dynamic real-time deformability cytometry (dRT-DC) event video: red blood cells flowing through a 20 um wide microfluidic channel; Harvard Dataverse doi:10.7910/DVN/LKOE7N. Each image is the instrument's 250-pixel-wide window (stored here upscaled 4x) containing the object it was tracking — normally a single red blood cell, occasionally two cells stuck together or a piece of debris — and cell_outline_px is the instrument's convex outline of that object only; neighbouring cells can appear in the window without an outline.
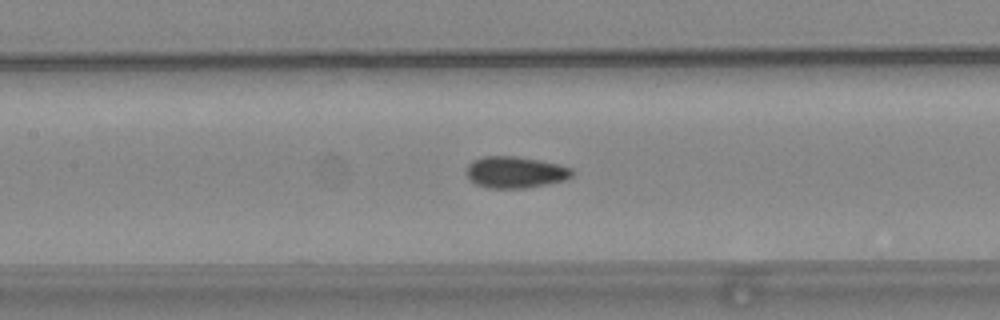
{"species": "common noctule bat (a hibernating species)", "species_latin": "Nyctalus noctula", "temperature_condition": "warm", "stored_images_in_passage": 25, "camera_frame_rate_fps": 3000, "um_per_image_px": 0.085, "animal": {"sex": "female", "body_mass_g": 24.6, "forearm_length_mm": 56.2}, "frame": {"image": 1, "passage_image": 13, "time_ms": 4.0, "image_size_px": [1000, 320], "cell_outline_px": [[572, 176], [564, 180], [524, 188], [488, 188], [476, 184], [468, 180], [468, 164], [472, 160], [484, 156], [516, 156], [540, 160], [572, 168]], "centroid_in_image_um": [43.76, 14.63], "position_along_channel_um": 163.6, "area_um2": 19.25}}
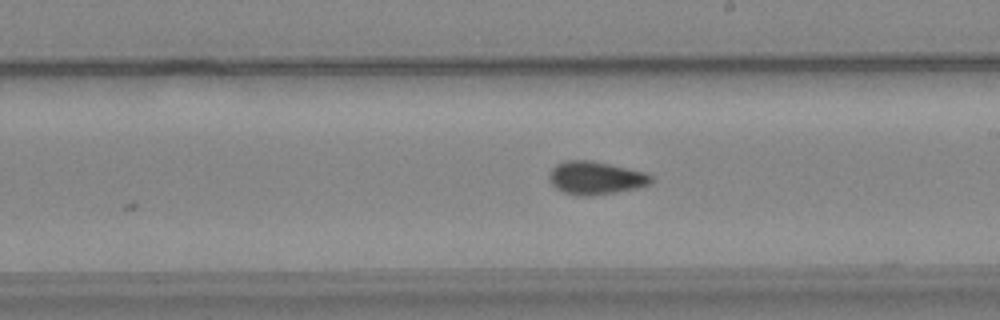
{"frame": {"image": 2, "passage_image": 19, "time_ms": 6.0, "image_size_px": [1000, 320], "cell_outline_px": [[652, 180], [648, 184], [636, 188], [616, 192], [592, 196], [580, 196], [564, 192], [556, 188], [548, 180], [548, 172], [556, 164], [564, 160], [592, 160], [644, 172], [652, 176]], "centroid_in_image_um": [50.57, 15.12], "position_along_channel_um": 238.4, "area_um2": 19.65}}
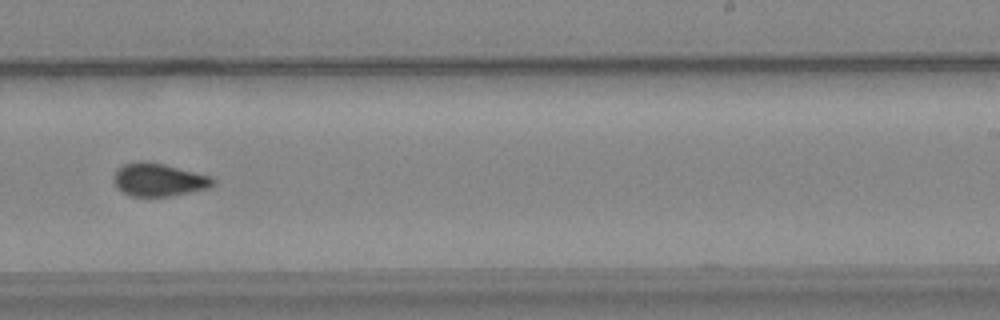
{"frame": {"image": 3, "passage_image": 22, "time_ms": 7.0, "image_size_px": [1000, 320], "cell_outline_px": [[216, 184], [212, 188], [172, 196], [132, 196], [116, 188], [112, 180], [112, 176], [116, 168], [124, 164], [136, 160], [148, 160], [212, 176], [216, 180]], "centroid_in_image_um": [13.5, 15.26], "position_along_channel_um": 275.5, "area_um2": 19.71}}